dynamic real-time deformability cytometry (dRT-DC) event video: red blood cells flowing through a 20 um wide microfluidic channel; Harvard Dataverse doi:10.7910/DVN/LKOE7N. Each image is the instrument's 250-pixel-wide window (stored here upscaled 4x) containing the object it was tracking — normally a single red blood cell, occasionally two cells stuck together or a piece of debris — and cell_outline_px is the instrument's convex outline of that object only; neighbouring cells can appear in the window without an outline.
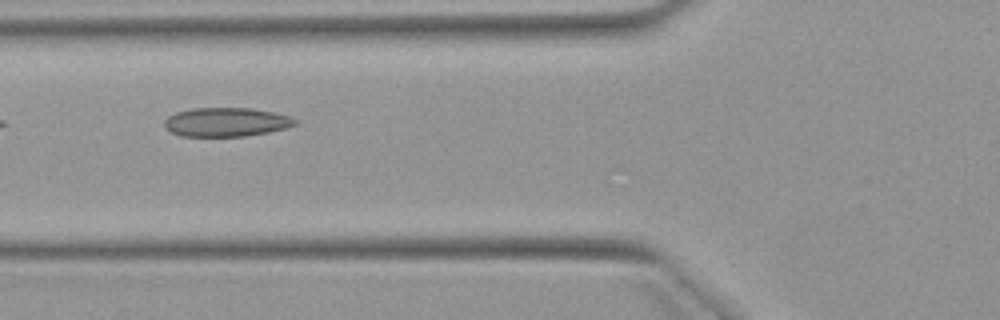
{"species": "Egyptian fruit bat (a non-hibernating species)", "species_latin": "Rousettus aegyptiacus", "temperature_condition": "warm", "stored_images_in_passage": 6, "camera_frame_rate_fps": 3000, "um_per_image_px": 0.085, "animal": {"sex": "female"}, "frame": {"image": 1, "passage_image": 5, "time_ms": 4.667, "image_size_px": [1000, 320], "cell_outline_px": [[296, 124], [288, 128], [268, 132], [244, 136], [180, 136], [164, 128], [164, 120], [168, 116], [176, 112], [192, 108], [248, 108], [272, 112], [288, 116], [296, 120]], "centroid_in_image_um": [19.19, 10.38], "position_along_channel_um": 106.6, "area_um2": 21.96}}
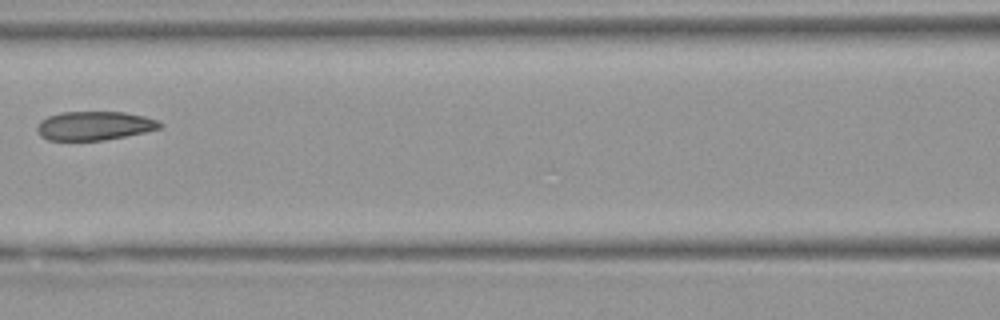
{"frame": {"image": 2, "passage_image": 6, "time_ms": 6.0, "image_size_px": [1000, 320], "cell_outline_px": [[164, 124], [160, 128], [144, 132], [104, 140], [48, 140], [40, 136], [36, 128], [36, 124], [40, 120], [48, 116], [60, 112], [124, 112], [144, 116], [156, 120]], "centroid_in_image_um": [7.98, 10.68], "position_along_channel_um": 158.6, "area_um2": 20.63}}